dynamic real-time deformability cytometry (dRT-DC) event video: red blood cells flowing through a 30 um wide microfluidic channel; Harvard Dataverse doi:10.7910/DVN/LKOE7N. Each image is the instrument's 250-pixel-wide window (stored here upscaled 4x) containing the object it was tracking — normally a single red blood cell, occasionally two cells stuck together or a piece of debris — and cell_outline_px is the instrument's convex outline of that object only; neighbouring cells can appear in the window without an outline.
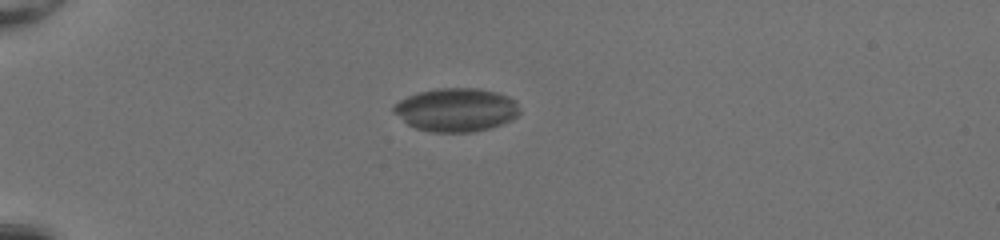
{"species": "common noctule bat (a hibernating species)", "species_latin": "Nyctalus noctula", "temperature_condition": "room temperature", "stored_images_in_passage": 39, "camera_frame_rate_fps": 3000, "um_per_image_px": 0.085, "animal": {"sex": "female", "body_mass_g": 20.0, "forearm_length_mm": 54.0}, "frame": {"image": 1, "passage_image": 1, "time_ms": 0.0, "image_size_px": [1000, 240], "cell_outline_px": [[520, 112], [512, 120], [488, 128], [472, 132], [432, 132], [416, 128], [408, 124], [392, 112], [392, 104], [408, 96], [420, 92], [436, 88], [476, 88], [496, 92], [508, 96], [516, 100], [520, 108]], "centroid_in_image_um": [38.77, 9.33], "position_along_channel_um": 46.2, "area_um2": 31.96}}
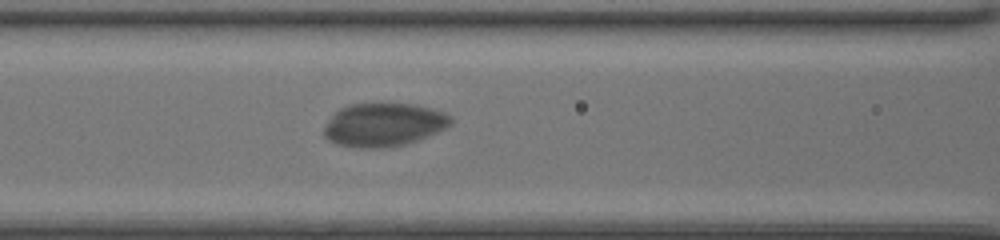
{"frame": {"image": 2, "passage_image": 11, "time_ms": 3.333, "image_size_px": [1000, 240], "cell_outline_px": [[452, 124], [436, 132], [416, 140], [404, 144], [388, 148], [360, 148], [336, 144], [328, 140], [324, 136], [324, 128], [328, 120], [340, 108], [348, 104], [416, 104], [432, 108], [444, 112], [452, 116]], "centroid_in_image_um": [32.61, 10.6], "position_along_channel_um": 134.0, "area_um2": 32.02}}
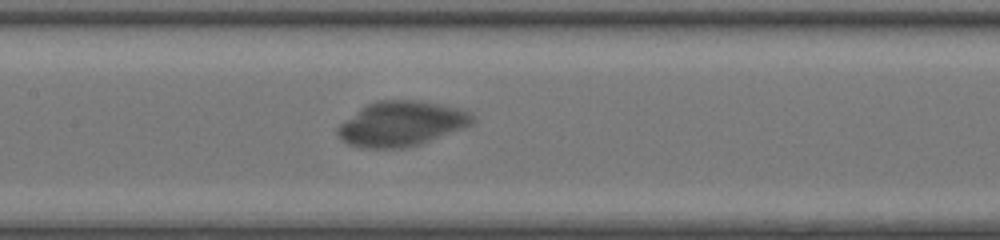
{"frame": {"image": 3, "passage_image": 14, "time_ms": 4.333, "image_size_px": [1000, 240], "cell_outline_px": [[476, 120], [472, 124], [464, 128], [420, 144], [404, 148], [360, 148], [348, 144], [336, 132], [336, 128], [340, 124], [368, 104], [376, 100], [416, 100], [440, 104], [460, 108], [468, 112]], "centroid_in_image_um": [34.14, 10.52], "position_along_channel_um": 173.3, "area_um2": 35.03}}